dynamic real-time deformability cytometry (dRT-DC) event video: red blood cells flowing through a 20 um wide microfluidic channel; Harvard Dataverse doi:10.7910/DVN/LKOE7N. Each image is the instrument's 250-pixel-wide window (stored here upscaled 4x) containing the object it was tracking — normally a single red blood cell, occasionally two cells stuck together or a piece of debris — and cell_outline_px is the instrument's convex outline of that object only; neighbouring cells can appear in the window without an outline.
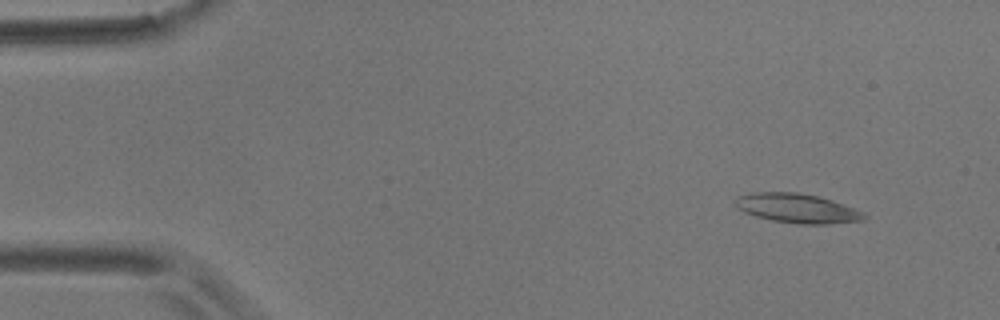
{"species": "common noctule bat (a hibernating species)", "species_latin": "Nyctalus noctula", "temperature_condition": "room temperature", "stored_images_in_passage": 10, "camera_frame_rate_fps": 3000, "um_per_image_px": 0.085, "animal": {"sex": "male", "body_mass_g": 17.9}, "frame": {"image": 1, "passage_image": 1, "time_ms": 0.0, "image_size_px": [1000, 320], "cell_outline_px": [[868, 216], [864, 220], [828, 224], [800, 224], [772, 220], [756, 216], [744, 212], [736, 208], [736, 196], [752, 192], [796, 192], [816, 196], [832, 200], [864, 212]], "centroid_in_image_um": [67.76, 17.7], "position_along_channel_um": 17.2, "area_um2": 21.96}}
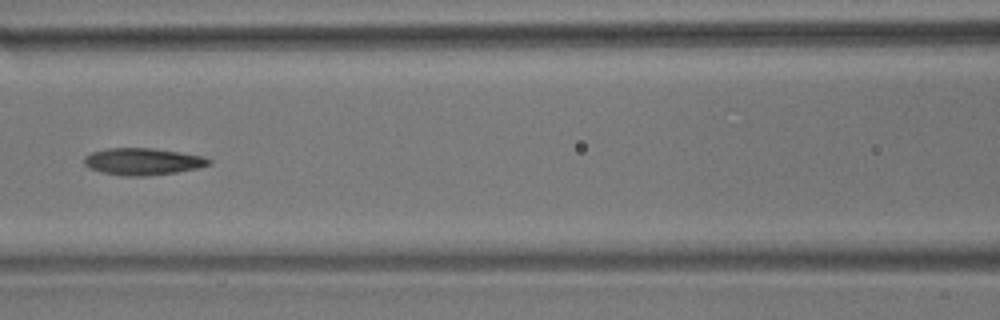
{"frame": {"image": 2, "passage_image": 6, "time_ms": 6.667, "image_size_px": [1000, 320], "cell_outline_px": [[212, 164], [196, 168], [176, 172], [144, 176], [124, 176], [100, 172], [88, 168], [84, 164], [84, 156], [92, 152], [108, 148], [152, 148], [180, 152], [204, 156], [212, 160]], "centroid_in_image_um": [12.12, 13.73], "position_along_channel_um": 154.5, "area_um2": 19.65}}
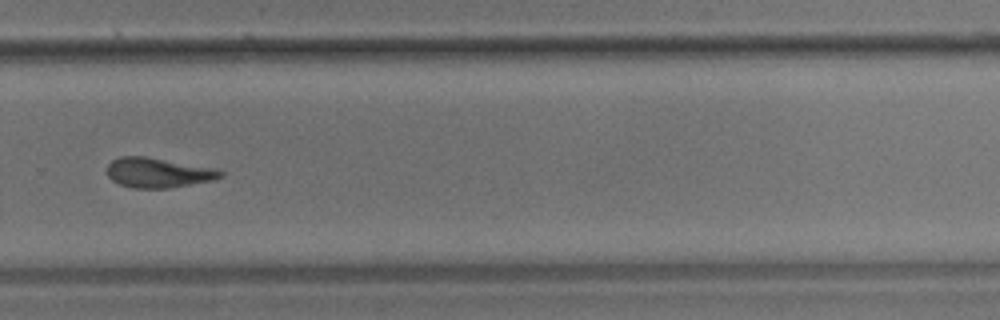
{"frame": {"image": 3, "passage_image": 10, "time_ms": 11.333, "image_size_px": [1000, 320], "cell_outline_px": [[224, 176], [212, 180], [168, 188], [132, 188], [120, 184], [112, 180], [108, 176], [108, 164], [112, 160], [120, 156], [144, 156], [220, 168], [224, 172]], "centroid_in_image_um": [13.49, 14.66], "position_along_channel_um": 316.3, "area_um2": 19.88}}